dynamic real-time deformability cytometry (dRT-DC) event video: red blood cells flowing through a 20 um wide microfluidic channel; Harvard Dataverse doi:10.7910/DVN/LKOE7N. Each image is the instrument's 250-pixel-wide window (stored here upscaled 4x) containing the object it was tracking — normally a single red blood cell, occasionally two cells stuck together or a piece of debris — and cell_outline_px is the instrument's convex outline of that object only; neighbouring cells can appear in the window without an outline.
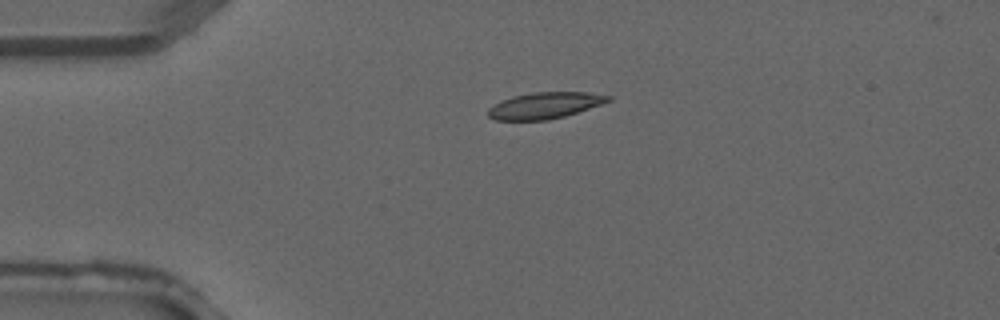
{"species": "common noctule bat (a hibernating species)", "species_latin": "Nyctalus noctula", "temperature_condition": "warm", "stored_images_in_passage": 1, "camera_frame_rate_fps": 3000, "um_per_image_px": 0.085, "animal": {"sex": "male", "forearm_length_mm": 52.5}, "frame": {"image": 1, "passage_image": 1, "time_ms": 0.0, "image_size_px": [1000, 320], "cell_outline_px": [[612, 100], [564, 116], [548, 120], [496, 120], [488, 116], [488, 108], [500, 100], [512, 96], [532, 92], [588, 92], [612, 96]], "centroid_in_image_um": [46.27, 8.95], "position_along_channel_um": 38.7, "area_um2": 18.38}}